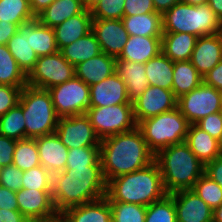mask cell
I'll list each match as a JSON object with an SVG mask.
<instances>
[{"label":"cell","mask_w":222,"mask_h":222,"mask_svg":"<svg viewBox=\"0 0 222 222\" xmlns=\"http://www.w3.org/2000/svg\"><path fill=\"white\" fill-rule=\"evenodd\" d=\"M100 160L106 183L123 174L142 169L155 161L141 130L119 133L101 140Z\"/></svg>","instance_id":"1"},{"label":"cell","mask_w":222,"mask_h":222,"mask_svg":"<svg viewBox=\"0 0 222 222\" xmlns=\"http://www.w3.org/2000/svg\"><path fill=\"white\" fill-rule=\"evenodd\" d=\"M51 193L58 214L68 208L105 197L106 181L102 167L65 169L52 174Z\"/></svg>","instance_id":"2"},{"label":"cell","mask_w":222,"mask_h":222,"mask_svg":"<svg viewBox=\"0 0 222 222\" xmlns=\"http://www.w3.org/2000/svg\"><path fill=\"white\" fill-rule=\"evenodd\" d=\"M166 195L161 171L156 161L132 173L117 176L106 183L105 197L108 202L149 206Z\"/></svg>","instance_id":"3"},{"label":"cell","mask_w":222,"mask_h":222,"mask_svg":"<svg viewBox=\"0 0 222 222\" xmlns=\"http://www.w3.org/2000/svg\"><path fill=\"white\" fill-rule=\"evenodd\" d=\"M167 194L188 190L205 173V165L183 142L160 150L155 155Z\"/></svg>","instance_id":"4"},{"label":"cell","mask_w":222,"mask_h":222,"mask_svg":"<svg viewBox=\"0 0 222 222\" xmlns=\"http://www.w3.org/2000/svg\"><path fill=\"white\" fill-rule=\"evenodd\" d=\"M163 32L189 33L196 37L222 33V21L208 3L179 2L162 15Z\"/></svg>","instance_id":"5"},{"label":"cell","mask_w":222,"mask_h":222,"mask_svg":"<svg viewBox=\"0 0 222 222\" xmlns=\"http://www.w3.org/2000/svg\"><path fill=\"white\" fill-rule=\"evenodd\" d=\"M19 104L26 123V138L35 139L55 133L59 117L47 89L24 86Z\"/></svg>","instance_id":"6"},{"label":"cell","mask_w":222,"mask_h":222,"mask_svg":"<svg viewBox=\"0 0 222 222\" xmlns=\"http://www.w3.org/2000/svg\"><path fill=\"white\" fill-rule=\"evenodd\" d=\"M189 125L185 116L176 107L142 120L137 127L141 130L149 149L156 155L164 148L185 142Z\"/></svg>","instance_id":"7"},{"label":"cell","mask_w":222,"mask_h":222,"mask_svg":"<svg viewBox=\"0 0 222 222\" xmlns=\"http://www.w3.org/2000/svg\"><path fill=\"white\" fill-rule=\"evenodd\" d=\"M100 140L137 127L133 104L89 107L85 113Z\"/></svg>","instance_id":"8"},{"label":"cell","mask_w":222,"mask_h":222,"mask_svg":"<svg viewBox=\"0 0 222 222\" xmlns=\"http://www.w3.org/2000/svg\"><path fill=\"white\" fill-rule=\"evenodd\" d=\"M59 118L86 113L90 105V86L78 77L48 89Z\"/></svg>","instance_id":"9"},{"label":"cell","mask_w":222,"mask_h":222,"mask_svg":"<svg viewBox=\"0 0 222 222\" xmlns=\"http://www.w3.org/2000/svg\"><path fill=\"white\" fill-rule=\"evenodd\" d=\"M74 76L75 67L58 51L51 55L38 57L34 68L27 75V85L48 90Z\"/></svg>","instance_id":"10"},{"label":"cell","mask_w":222,"mask_h":222,"mask_svg":"<svg viewBox=\"0 0 222 222\" xmlns=\"http://www.w3.org/2000/svg\"><path fill=\"white\" fill-rule=\"evenodd\" d=\"M177 108L189 124H196L209 114L221 110V92L202 82L196 89L177 99Z\"/></svg>","instance_id":"11"},{"label":"cell","mask_w":222,"mask_h":222,"mask_svg":"<svg viewBox=\"0 0 222 222\" xmlns=\"http://www.w3.org/2000/svg\"><path fill=\"white\" fill-rule=\"evenodd\" d=\"M55 133L68 149L100 147L101 144L100 138L85 113L59 118Z\"/></svg>","instance_id":"12"},{"label":"cell","mask_w":222,"mask_h":222,"mask_svg":"<svg viewBox=\"0 0 222 222\" xmlns=\"http://www.w3.org/2000/svg\"><path fill=\"white\" fill-rule=\"evenodd\" d=\"M52 190L21 189L16 192L19 211L30 222H59Z\"/></svg>","instance_id":"13"},{"label":"cell","mask_w":222,"mask_h":222,"mask_svg":"<svg viewBox=\"0 0 222 222\" xmlns=\"http://www.w3.org/2000/svg\"><path fill=\"white\" fill-rule=\"evenodd\" d=\"M177 107V98L172 90L149 85L133 102L134 117L137 125L150 117L171 111Z\"/></svg>","instance_id":"14"},{"label":"cell","mask_w":222,"mask_h":222,"mask_svg":"<svg viewBox=\"0 0 222 222\" xmlns=\"http://www.w3.org/2000/svg\"><path fill=\"white\" fill-rule=\"evenodd\" d=\"M92 32L101 51L115 58L120 56L129 37L122 19H93Z\"/></svg>","instance_id":"15"},{"label":"cell","mask_w":222,"mask_h":222,"mask_svg":"<svg viewBox=\"0 0 222 222\" xmlns=\"http://www.w3.org/2000/svg\"><path fill=\"white\" fill-rule=\"evenodd\" d=\"M39 23V19L35 17L32 20L20 24L18 31L7 43L8 50L26 76L34 68L38 60L37 54L32 49L31 32Z\"/></svg>","instance_id":"16"},{"label":"cell","mask_w":222,"mask_h":222,"mask_svg":"<svg viewBox=\"0 0 222 222\" xmlns=\"http://www.w3.org/2000/svg\"><path fill=\"white\" fill-rule=\"evenodd\" d=\"M175 204L177 222H213V209L194 190L169 194Z\"/></svg>","instance_id":"17"},{"label":"cell","mask_w":222,"mask_h":222,"mask_svg":"<svg viewBox=\"0 0 222 222\" xmlns=\"http://www.w3.org/2000/svg\"><path fill=\"white\" fill-rule=\"evenodd\" d=\"M117 104L133 103L129 101L126 84L116 72L90 86L89 107H107Z\"/></svg>","instance_id":"18"},{"label":"cell","mask_w":222,"mask_h":222,"mask_svg":"<svg viewBox=\"0 0 222 222\" xmlns=\"http://www.w3.org/2000/svg\"><path fill=\"white\" fill-rule=\"evenodd\" d=\"M222 60V33L197 38L191 63L203 77Z\"/></svg>","instance_id":"19"},{"label":"cell","mask_w":222,"mask_h":222,"mask_svg":"<svg viewBox=\"0 0 222 222\" xmlns=\"http://www.w3.org/2000/svg\"><path fill=\"white\" fill-rule=\"evenodd\" d=\"M41 166L51 174L64 171L68 148L61 143L56 133L35 138Z\"/></svg>","instance_id":"20"},{"label":"cell","mask_w":222,"mask_h":222,"mask_svg":"<svg viewBox=\"0 0 222 222\" xmlns=\"http://www.w3.org/2000/svg\"><path fill=\"white\" fill-rule=\"evenodd\" d=\"M59 222H112V211L108 199L74 206L59 214Z\"/></svg>","instance_id":"21"},{"label":"cell","mask_w":222,"mask_h":222,"mask_svg":"<svg viewBox=\"0 0 222 222\" xmlns=\"http://www.w3.org/2000/svg\"><path fill=\"white\" fill-rule=\"evenodd\" d=\"M116 58L105 53L92 57L75 66V76L91 86L115 73Z\"/></svg>","instance_id":"22"},{"label":"cell","mask_w":222,"mask_h":222,"mask_svg":"<svg viewBox=\"0 0 222 222\" xmlns=\"http://www.w3.org/2000/svg\"><path fill=\"white\" fill-rule=\"evenodd\" d=\"M92 20L91 11L84 10L82 13L70 17L60 25L54 27L56 44L59 51L92 31Z\"/></svg>","instance_id":"23"},{"label":"cell","mask_w":222,"mask_h":222,"mask_svg":"<svg viewBox=\"0 0 222 222\" xmlns=\"http://www.w3.org/2000/svg\"><path fill=\"white\" fill-rule=\"evenodd\" d=\"M162 36H129L128 40L116 59L146 63L161 52Z\"/></svg>","instance_id":"24"},{"label":"cell","mask_w":222,"mask_h":222,"mask_svg":"<svg viewBox=\"0 0 222 222\" xmlns=\"http://www.w3.org/2000/svg\"><path fill=\"white\" fill-rule=\"evenodd\" d=\"M115 71L126 84L127 94L131 103L149 86L144 63L116 59Z\"/></svg>","instance_id":"25"},{"label":"cell","mask_w":222,"mask_h":222,"mask_svg":"<svg viewBox=\"0 0 222 222\" xmlns=\"http://www.w3.org/2000/svg\"><path fill=\"white\" fill-rule=\"evenodd\" d=\"M185 143L204 165L221 155L219 142L196 124L189 125Z\"/></svg>","instance_id":"26"},{"label":"cell","mask_w":222,"mask_h":222,"mask_svg":"<svg viewBox=\"0 0 222 222\" xmlns=\"http://www.w3.org/2000/svg\"><path fill=\"white\" fill-rule=\"evenodd\" d=\"M197 38L185 32H163L161 37V52L173 62L188 61L191 59Z\"/></svg>","instance_id":"27"},{"label":"cell","mask_w":222,"mask_h":222,"mask_svg":"<svg viewBox=\"0 0 222 222\" xmlns=\"http://www.w3.org/2000/svg\"><path fill=\"white\" fill-rule=\"evenodd\" d=\"M84 10L82 0H55L37 18L42 25L54 28Z\"/></svg>","instance_id":"28"},{"label":"cell","mask_w":222,"mask_h":222,"mask_svg":"<svg viewBox=\"0 0 222 222\" xmlns=\"http://www.w3.org/2000/svg\"><path fill=\"white\" fill-rule=\"evenodd\" d=\"M129 36H162V15L158 12L124 16L122 18Z\"/></svg>","instance_id":"29"},{"label":"cell","mask_w":222,"mask_h":222,"mask_svg":"<svg viewBox=\"0 0 222 222\" xmlns=\"http://www.w3.org/2000/svg\"><path fill=\"white\" fill-rule=\"evenodd\" d=\"M202 82L203 77L190 60L174 62L172 91L177 99L196 89Z\"/></svg>","instance_id":"30"},{"label":"cell","mask_w":222,"mask_h":222,"mask_svg":"<svg viewBox=\"0 0 222 222\" xmlns=\"http://www.w3.org/2000/svg\"><path fill=\"white\" fill-rule=\"evenodd\" d=\"M60 52L74 67L102 53L98 40L92 31L70 45L63 47Z\"/></svg>","instance_id":"31"},{"label":"cell","mask_w":222,"mask_h":222,"mask_svg":"<svg viewBox=\"0 0 222 222\" xmlns=\"http://www.w3.org/2000/svg\"><path fill=\"white\" fill-rule=\"evenodd\" d=\"M174 62L160 52L145 63L146 76L151 86L172 90Z\"/></svg>","instance_id":"32"},{"label":"cell","mask_w":222,"mask_h":222,"mask_svg":"<svg viewBox=\"0 0 222 222\" xmlns=\"http://www.w3.org/2000/svg\"><path fill=\"white\" fill-rule=\"evenodd\" d=\"M0 84L15 87L27 85V76L19 68L7 45H0Z\"/></svg>","instance_id":"33"},{"label":"cell","mask_w":222,"mask_h":222,"mask_svg":"<svg viewBox=\"0 0 222 222\" xmlns=\"http://www.w3.org/2000/svg\"><path fill=\"white\" fill-rule=\"evenodd\" d=\"M0 135L16 141L26 139V123L20 104L0 116Z\"/></svg>","instance_id":"34"},{"label":"cell","mask_w":222,"mask_h":222,"mask_svg":"<svg viewBox=\"0 0 222 222\" xmlns=\"http://www.w3.org/2000/svg\"><path fill=\"white\" fill-rule=\"evenodd\" d=\"M29 0H0V21L17 24L34 19Z\"/></svg>","instance_id":"35"},{"label":"cell","mask_w":222,"mask_h":222,"mask_svg":"<svg viewBox=\"0 0 222 222\" xmlns=\"http://www.w3.org/2000/svg\"><path fill=\"white\" fill-rule=\"evenodd\" d=\"M12 164L22 171L41 165L35 139L26 138L16 141Z\"/></svg>","instance_id":"36"},{"label":"cell","mask_w":222,"mask_h":222,"mask_svg":"<svg viewBox=\"0 0 222 222\" xmlns=\"http://www.w3.org/2000/svg\"><path fill=\"white\" fill-rule=\"evenodd\" d=\"M32 49L38 57L51 55L59 51L54 29L39 23L31 32Z\"/></svg>","instance_id":"37"},{"label":"cell","mask_w":222,"mask_h":222,"mask_svg":"<svg viewBox=\"0 0 222 222\" xmlns=\"http://www.w3.org/2000/svg\"><path fill=\"white\" fill-rule=\"evenodd\" d=\"M101 166L100 147H80L68 149L65 169Z\"/></svg>","instance_id":"38"},{"label":"cell","mask_w":222,"mask_h":222,"mask_svg":"<svg viewBox=\"0 0 222 222\" xmlns=\"http://www.w3.org/2000/svg\"><path fill=\"white\" fill-rule=\"evenodd\" d=\"M145 222H177L173 198L167 194L163 199L147 206Z\"/></svg>","instance_id":"39"},{"label":"cell","mask_w":222,"mask_h":222,"mask_svg":"<svg viewBox=\"0 0 222 222\" xmlns=\"http://www.w3.org/2000/svg\"><path fill=\"white\" fill-rule=\"evenodd\" d=\"M112 211V222H145L147 206L109 202Z\"/></svg>","instance_id":"40"},{"label":"cell","mask_w":222,"mask_h":222,"mask_svg":"<svg viewBox=\"0 0 222 222\" xmlns=\"http://www.w3.org/2000/svg\"><path fill=\"white\" fill-rule=\"evenodd\" d=\"M192 190L213 210L222 203V188L205 173L194 184Z\"/></svg>","instance_id":"41"},{"label":"cell","mask_w":222,"mask_h":222,"mask_svg":"<svg viewBox=\"0 0 222 222\" xmlns=\"http://www.w3.org/2000/svg\"><path fill=\"white\" fill-rule=\"evenodd\" d=\"M23 189L52 190V174L41 165L23 171Z\"/></svg>","instance_id":"42"},{"label":"cell","mask_w":222,"mask_h":222,"mask_svg":"<svg viewBox=\"0 0 222 222\" xmlns=\"http://www.w3.org/2000/svg\"><path fill=\"white\" fill-rule=\"evenodd\" d=\"M125 0H100L93 8V19H122L124 17Z\"/></svg>","instance_id":"43"},{"label":"cell","mask_w":222,"mask_h":222,"mask_svg":"<svg viewBox=\"0 0 222 222\" xmlns=\"http://www.w3.org/2000/svg\"><path fill=\"white\" fill-rule=\"evenodd\" d=\"M23 171L14 164H10L1 168L0 186L17 192L23 189Z\"/></svg>","instance_id":"44"},{"label":"cell","mask_w":222,"mask_h":222,"mask_svg":"<svg viewBox=\"0 0 222 222\" xmlns=\"http://www.w3.org/2000/svg\"><path fill=\"white\" fill-rule=\"evenodd\" d=\"M23 88L0 84V116L5 115L11 108L19 104Z\"/></svg>","instance_id":"45"},{"label":"cell","mask_w":222,"mask_h":222,"mask_svg":"<svg viewBox=\"0 0 222 222\" xmlns=\"http://www.w3.org/2000/svg\"><path fill=\"white\" fill-rule=\"evenodd\" d=\"M196 125L211 137L219 140L222 134V111L209 114L198 121Z\"/></svg>","instance_id":"46"},{"label":"cell","mask_w":222,"mask_h":222,"mask_svg":"<svg viewBox=\"0 0 222 222\" xmlns=\"http://www.w3.org/2000/svg\"><path fill=\"white\" fill-rule=\"evenodd\" d=\"M156 12L153 0H125L124 16Z\"/></svg>","instance_id":"47"},{"label":"cell","mask_w":222,"mask_h":222,"mask_svg":"<svg viewBox=\"0 0 222 222\" xmlns=\"http://www.w3.org/2000/svg\"><path fill=\"white\" fill-rule=\"evenodd\" d=\"M16 140L0 135V166L12 164Z\"/></svg>","instance_id":"48"},{"label":"cell","mask_w":222,"mask_h":222,"mask_svg":"<svg viewBox=\"0 0 222 222\" xmlns=\"http://www.w3.org/2000/svg\"><path fill=\"white\" fill-rule=\"evenodd\" d=\"M205 174L222 188V155L205 165Z\"/></svg>","instance_id":"49"},{"label":"cell","mask_w":222,"mask_h":222,"mask_svg":"<svg viewBox=\"0 0 222 222\" xmlns=\"http://www.w3.org/2000/svg\"><path fill=\"white\" fill-rule=\"evenodd\" d=\"M0 208L19 210L15 191L0 186Z\"/></svg>","instance_id":"50"},{"label":"cell","mask_w":222,"mask_h":222,"mask_svg":"<svg viewBox=\"0 0 222 222\" xmlns=\"http://www.w3.org/2000/svg\"><path fill=\"white\" fill-rule=\"evenodd\" d=\"M203 82L222 91V60L211 71L203 76Z\"/></svg>","instance_id":"51"},{"label":"cell","mask_w":222,"mask_h":222,"mask_svg":"<svg viewBox=\"0 0 222 222\" xmlns=\"http://www.w3.org/2000/svg\"><path fill=\"white\" fill-rule=\"evenodd\" d=\"M18 31V25L0 21V45H7L9 39Z\"/></svg>","instance_id":"52"},{"label":"cell","mask_w":222,"mask_h":222,"mask_svg":"<svg viewBox=\"0 0 222 222\" xmlns=\"http://www.w3.org/2000/svg\"><path fill=\"white\" fill-rule=\"evenodd\" d=\"M0 222H30L19 210L0 208Z\"/></svg>","instance_id":"53"},{"label":"cell","mask_w":222,"mask_h":222,"mask_svg":"<svg viewBox=\"0 0 222 222\" xmlns=\"http://www.w3.org/2000/svg\"><path fill=\"white\" fill-rule=\"evenodd\" d=\"M55 0H29V5L32 13L37 17L42 11H44Z\"/></svg>","instance_id":"54"},{"label":"cell","mask_w":222,"mask_h":222,"mask_svg":"<svg viewBox=\"0 0 222 222\" xmlns=\"http://www.w3.org/2000/svg\"><path fill=\"white\" fill-rule=\"evenodd\" d=\"M181 0H153L155 11L163 15Z\"/></svg>","instance_id":"55"},{"label":"cell","mask_w":222,"mask_h":222,"mask_svg":"<svg viewBox=\"0 0 222 222\" xmlns=\"http://www.w3.org/2000/svg\"><path fill=\"white\" fill-rule=\"evenodd\" d=\"M207 3L215 12L216 16L222 21V0H207Z\"/></svg>","instance_id":"56"},{"label":"cell","mask_w":222,"mask_h":222,"mask_svg":"<svg viewBox=\"0 0 222 222\" xmlns=\"http://www.w3.org/2000/svg\"><path fill=\"white\" fill-rule=\"evenodd\" d=\"M213 222H222V203L213 210Z\"/></svg>","instance_id":"57"},{"label":"cell","mask_w":222,"mask_h":222,"mask_svg":"<svg viewBox=\"0 0 222 222\" xmlns=\"http://www.w3.org/2000/svg\"><path fill=\"white\" fill-rule=\"evenodd\" d=\"M99 2L100 0H82L85 10L88 11H92Z\"/></svg>","instance_id":"58"},{"label":"cell","mask_w":222,"mask_h":222,"mask_svg":"<svg viewBox=\"0 0 222 222\" xmlns=\"http://www.w3.org/2000/svg\"><path fill=\"white\" fill-rule=\"evenodd\" d=\"M181 2L187 3L189 5H202L207 3V0H181Z\"/></svg>","instance_id":"59"},{"label":"cell","mask_w":222,"mask_h":222,"mask_svg":"<svg viewBox=\"0 0 222 222\" xmlns=\"http://www.w3.org/2000/svg\"><path fill=\"white\" fill-rule=\"evenodd\" d=\"M218 142H219V148H220L221 155H222V134H221V137H220V139L218 140Z\"/></svg>","instance_id":"60"},{"label":"cell","mask_w":222,"mask_h":222,"mask_svg":"<svg viewBox=\"0 0 222 222\" xmlns=\"http://www.w3.org/2000/svg\"><path fill=\"white\" fill-rule=\"evenodd\" d=\"M221 92V110H222V91Z\"/></svg>","instance_id":"61"}]
</instances>
